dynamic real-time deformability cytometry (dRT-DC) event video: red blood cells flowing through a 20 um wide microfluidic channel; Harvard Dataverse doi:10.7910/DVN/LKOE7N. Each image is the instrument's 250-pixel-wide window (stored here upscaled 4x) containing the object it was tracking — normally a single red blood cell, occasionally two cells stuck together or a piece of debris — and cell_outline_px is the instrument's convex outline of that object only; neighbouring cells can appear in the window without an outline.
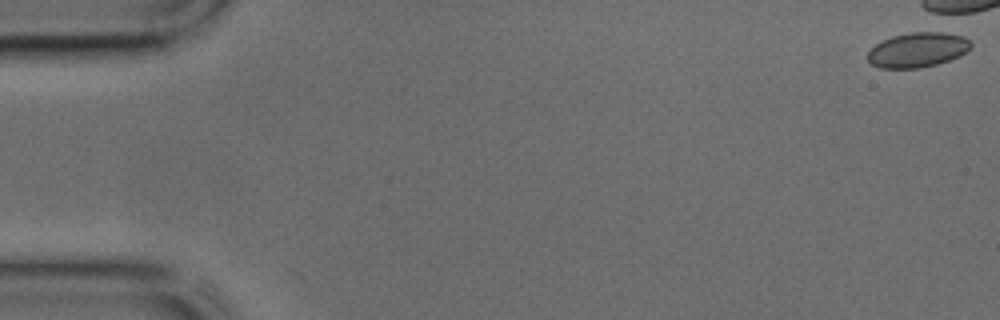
{"species": "common noctule bat (a hibernating species)", "species_latin": "Nyctalus noctula", "temperature_condition": "cold", "stored_images_in_passage": 1, "camera_frame_rate_fps": 3000, "um_per_image_px": 0.085, "animal": {"sex": "male", "body_mass_g": 17.9, "forearm_length_mm": 54.2}, "frame": {"image": 1, "passage_image": 1, "time_ms": 0.0, "image_size_px": [1000, 320], "cell_outline_px": [[972, 44], [960, 56], [936, 64], [920, 68], [880, 68], [872, 64], [868, 60], [868, 52], [876, 44], [892, 36], [932, 28], [964, 36]], "centroid_in_image_um": [78.03, 4.19], "position_along_channel_um": 7.0, "area_um2": 21.27}}